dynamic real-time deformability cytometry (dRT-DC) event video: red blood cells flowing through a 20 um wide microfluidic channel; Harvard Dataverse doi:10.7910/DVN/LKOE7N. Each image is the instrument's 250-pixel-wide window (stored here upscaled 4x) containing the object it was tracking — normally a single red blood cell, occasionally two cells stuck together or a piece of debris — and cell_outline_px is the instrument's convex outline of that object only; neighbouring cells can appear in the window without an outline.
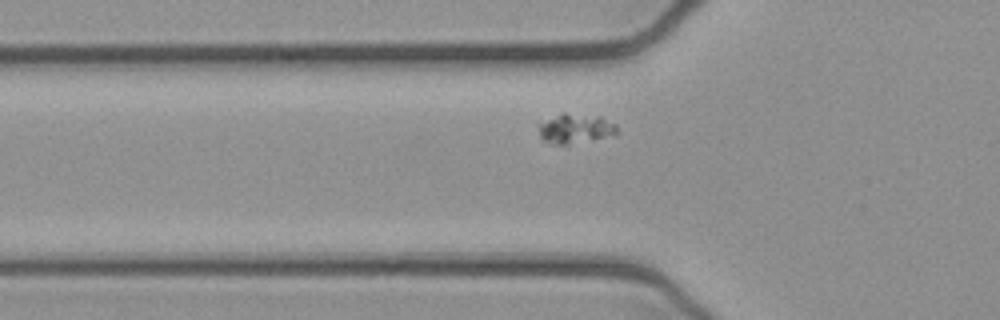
{"species": "common noctule bat (a hibernating species)", "species_latin": "Nyctalus noctula", "temperature_condition": "cold", "stored_images_in_passage": 29, "segment_of_instrument_passage": [1, 2], "camera_frame_rate_fps": 3000, "um_per_image_px": 0.085, "animal": {"sex": "female", "body_mass_g": 21.9}, "frame": {"image": 1, "passage_image": 3, "time_ms": 0.667, "image_size_px": [1000, 320], "cell_outline_px": [[616, 136], [568, 144], [552, 144], [544, 140], [540, 136], [536, 124], [564, 112], [600, 116], [616, 124]], "centroid_in_image_um": [48.91, 10.92], "position_along_channel_um": 76.9, "area_um2": 13.76}}
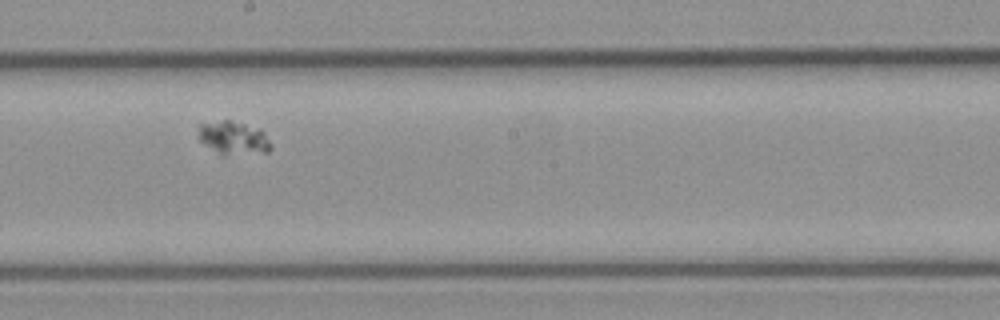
{"frame": {"image": 2, "passage_image": 15, "time_ms": 4.667, "image_size_px": [1000, 320], "cell_outline_px": [[272, 148], [268, 152], [224, 156], [216, 152], [204, 144], [200, 140], [200, 124], [224, 120], [228, 120], [260, 128], [264, 132], [272, 144]], "centroid_in_image_um": [19.9, 11.75], "position_along_channel_um": 228.3, "area_um2": 14.1}}
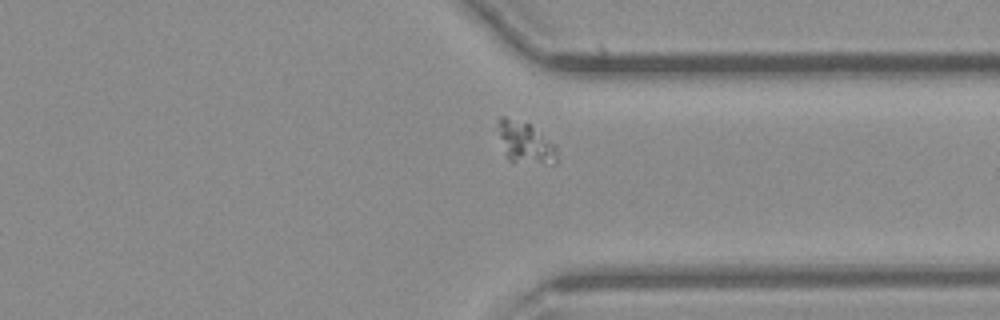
{"frame": {"image": 3, "passage_image": 26, "time_ms": 8.333, "image_size_px": [1000, 320], "cell_outline_px": [[556, 164], [544, 164], [508, 160], [500, 136], [500, 116], [504, 116], [532, 124], [556, 144]], "centroid_in_image_um": [44.73, 12.12], "position_along_channel_um": 366.7, "area_um2": 14.05}}